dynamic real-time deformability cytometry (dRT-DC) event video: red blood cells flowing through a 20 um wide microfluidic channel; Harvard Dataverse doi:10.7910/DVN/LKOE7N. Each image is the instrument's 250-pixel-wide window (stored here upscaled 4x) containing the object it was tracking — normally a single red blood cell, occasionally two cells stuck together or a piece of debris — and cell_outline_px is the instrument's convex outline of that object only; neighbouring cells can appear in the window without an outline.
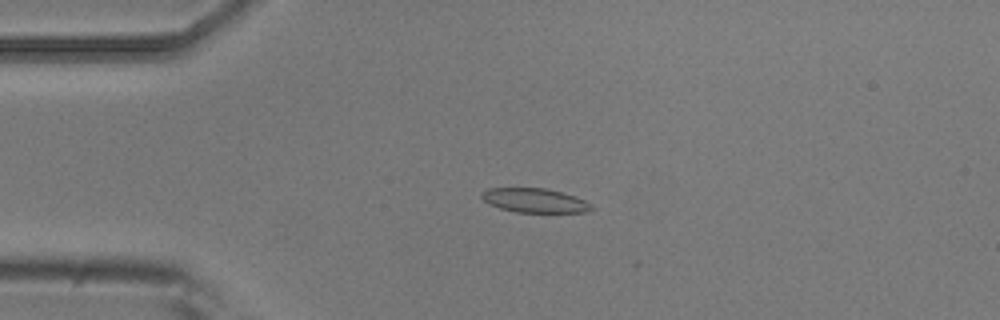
{"species": "common noctule bat (a hibernating species)", "species_latin": "Nyctalus noctula", "temperature_condition": "room temperature", "stored_images_in_passage": 49, "camera_frame_rate_fps": 3000, "um_per_image_px": 0.085, "animal": {"sex": "male", "body_mass_g": 20.5, "forearm_length_mm": 52.5}, "frame": {"image": 1, "passage_image": 13, "time_ms": 4.0, "image_size_px": [1000, 320], "cell_outline_px": [[596, 208], [584, 212], [516, 212], [500, 208], [488, 204], [480, 196], [480, 192], [488, 188], [544, 188], [560, 192], [584, 200], [592, 204]], "centroid_in_image_um": [45.41, 17.04], "position_along_channel_um": 39.6, "area_um2": 15.43}}
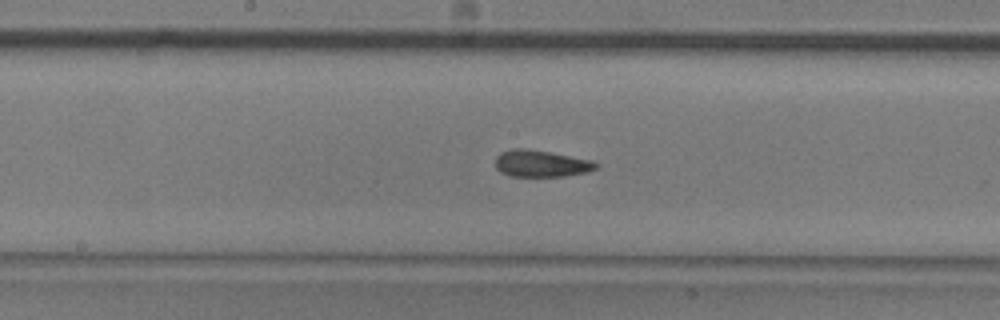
{"frame": {"image": 2, "passage_image": 28, "time_ms": 9.0, "image_size_px": [1000, 320], "cell_outline_px": [[596, 168], [588, 172], [564, 176], [508, 176], [500, 172], [496, 168], [496, 156], [500, 152], [512, 148], [524, 148], [548, 152], [592, 160], [596, 164]], "centroid_in_image_um": [45.94, 13.9], "position_along_channel_um": 202.3, "area_um2": 15.61}}
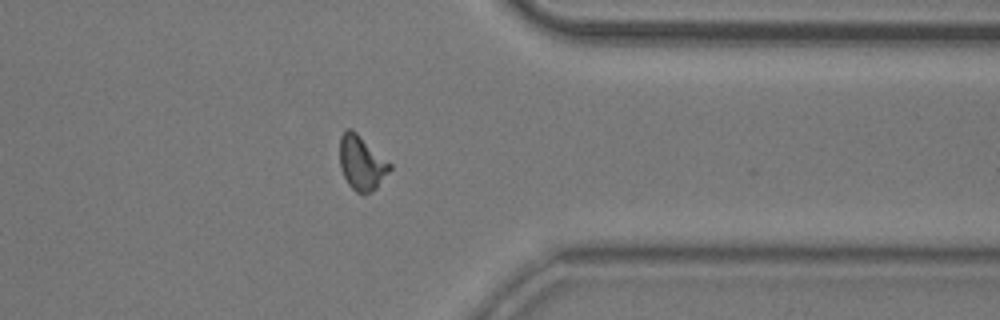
{"frame": {"image": 3, "passage_image": 43, "time_ms": 14.0, "image_size_px": [1000, 320], "cell_outline_px": [[392, 168], [376, 188], [368, 192], [356, 192], [348, 184], [340, 168], [340, 136], [348, 128], [352, 128], [392, 164]], "centroid_in_image_um": [30.74, 13.82], "position_along_channel_um": 380.7, "area_um2": 15.72}, "authors_computed_cell_mechanics": {"area_um2": 15.7794, "velocity_mm_per_s": 3.7473, "shape_relaxation_time_tau1_ms": 6.4112, "shape_relaxation_time_tau2_ms": 2.635, "deformation_change_tau1": 0.1556, "deformation_change_tau2": 0.1008}}